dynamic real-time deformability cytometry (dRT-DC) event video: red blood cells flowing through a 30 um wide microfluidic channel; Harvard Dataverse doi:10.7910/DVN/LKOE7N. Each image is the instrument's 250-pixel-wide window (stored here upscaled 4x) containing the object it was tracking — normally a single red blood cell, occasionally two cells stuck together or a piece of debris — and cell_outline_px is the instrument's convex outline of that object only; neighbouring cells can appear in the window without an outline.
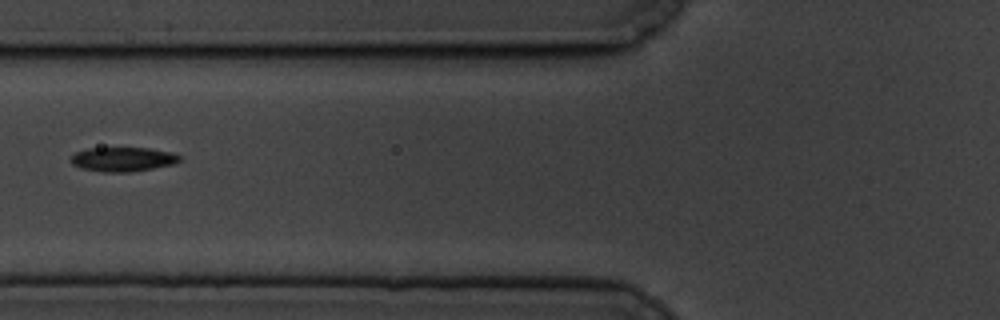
{"species": "common noctule bat (a hibernating species)", "species_latin": "Nyctalus noctula", "temperature_condition": "cold", "stored_images_in_passage": 12, "camera_frame_rate_fps": 3000, "um_per_image_px": 0.085, "animal": {"sex": "male", "body_mass_g": 19.5, "forearm_length_mm": 54.6}, "frame": {"image": 1, "passage_image": 3, "time_ms": 2.0, "image_size_px": [1000, 320], "cell_outline_px": [[180, 160], [172, 164], [152, 168], [128, 172], [104, 172], [80, 168], [72, 164], [72, 156], [76, 152], [88, 148], [148, 148], [172, 152], [180, 156]], "centroid_in_image_um": [10.43, 13.53], "position_along_channel_um": 115.4, "area_um2": 15.2}}
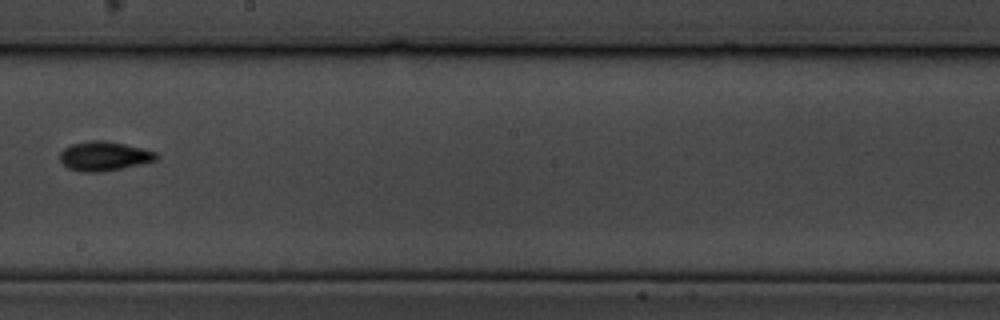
{"frame": {"image": 2, "passage_image": 6, "time_ms": 5.667, "image_size_px": [1000, 320], "cell_outline_px": [[160, 156], [156, 160], [124, 168], [104, 172], [80, 172], [68, 168], [60, 160], [60, 152], [64, 148], [72, 144], [100, 140], [124, 144], [156, 152]], "centroid_in_image_um": [8.85, 13.29], "position_along_channel_um": 239.3, "area_um2": 16.3}}
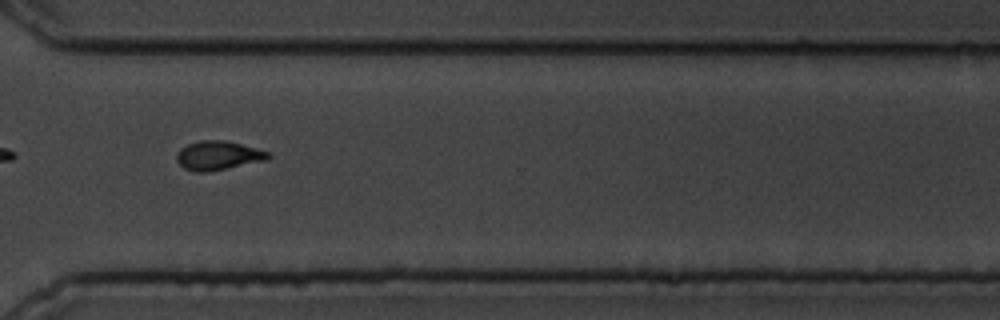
{"frame": {"image": 3, "passage_image": 9, "time_ms": 9.0, "image_size_px": [1000, 320], "cell_outline_px": [[272, 156], [268, 160], [208, 172], [196, 172], [184, 168], [176, 160], [176, 156], [180, 148], [188, 144], [200, 140], [224, 140], [256, 148], [268, 152]], "centroid_in_image_um": [18.54, 13.22], "position_along_channel_um": 352.1, "area_um2": 15.49}, "authors_computed_cell_mechanics": {"area_um2": 15.3748, "velocity_mm_per_s": 3.3904, "shape_relaxation_time_tau1_ms": 3.6077, "shape_relaxation_time_tau2_ms": 2.4828, "deformation_change_tau1": 0.1154, "deformation_change_tau2": 0.0732}}